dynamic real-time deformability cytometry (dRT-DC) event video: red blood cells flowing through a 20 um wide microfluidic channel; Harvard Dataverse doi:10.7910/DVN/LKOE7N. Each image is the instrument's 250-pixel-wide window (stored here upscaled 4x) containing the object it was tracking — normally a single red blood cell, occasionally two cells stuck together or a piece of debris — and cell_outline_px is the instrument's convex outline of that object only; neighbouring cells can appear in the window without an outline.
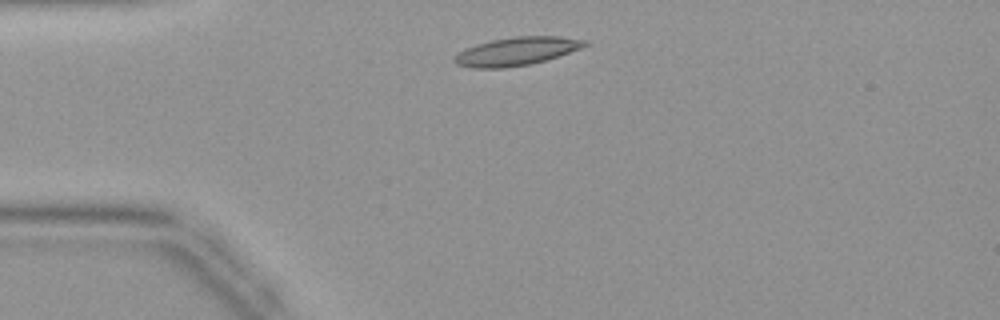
{"species": "common noctule bat (a hibernating species)", "species_latin": "Nyctalus noctula", "temperature_condition": "warm", "stored_images_in_passage": 34, "camera_frame_rate_fps": 3000, "um_per_image_px": 0.085, "animal": {"sex": "female", "body_mass_g": 19.9}, "frame": {"image": 1, "passage_image": 1, "time_ms": 0.0, "image_size_px": [1000, 320], "cell_outline_px": [[592, 44], [532, 64], [504, 68], [472, 68], [456, 64], [452, 60], [464, 48], [476, 44], [492, 40], [516, 36], [560, 36], [588, 40]], "centroid_in_image_um": [43.92, 4.35], "position_along_channel_um": 41.1, "area_um2": 21.44}}
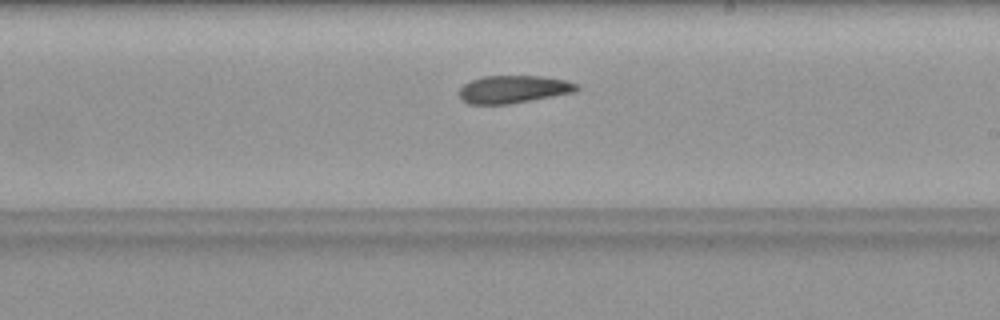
{"frame": {"image": 2, "passage_image": 16, "time_ms": 5.0, "image_size_px": [1000, 320], "cell_outline_px": [[580, 88], [572, 92], [512, 104], [468, 104], [460, 100], [456, 92], [468, 80], [484, 76], [540, 76], [564, 80], [576, 84]], "centroid_in_image_um": [43.53, 7.59], "position_along_channel_um": 245.5, "area_um2": 19.07}}
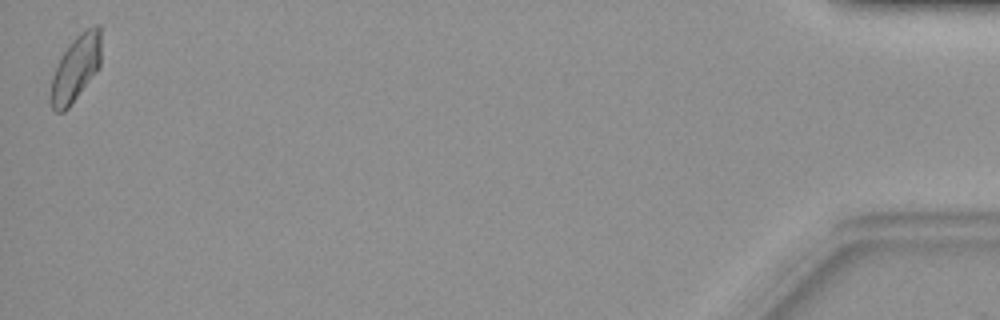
{"frame": {"image": 3, "passage_image": 34, "time_ms": 11.0, "image_size_px": [1000, 320], "cell_outline_px": [[100, 64], [96, 72], [68, 108], [64, 112], [56, 112], [52, 108], [48, 100], [52, 76], [56, 64], [60, 56], [72, 40], [84, 28], [96, 24], [100, 24]], "centroid_in_image_um": [6.4, 5.8], "position_along_channel_um": 428.8, "area_um2": 19.65}}